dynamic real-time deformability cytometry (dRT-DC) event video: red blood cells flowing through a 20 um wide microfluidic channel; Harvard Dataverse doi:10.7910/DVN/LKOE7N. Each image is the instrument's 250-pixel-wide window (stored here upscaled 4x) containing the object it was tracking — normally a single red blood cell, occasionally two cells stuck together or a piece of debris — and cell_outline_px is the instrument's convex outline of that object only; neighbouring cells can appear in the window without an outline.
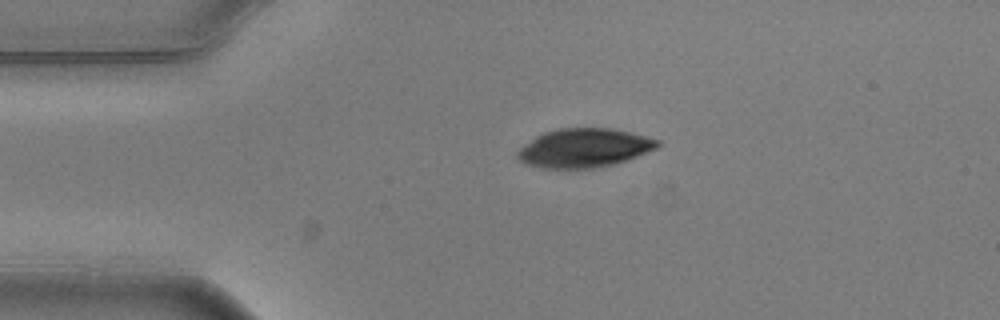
{"species": "common noctule bat (a hibernating species)", "species_latin": "Nyctalus noctula", "temperature_condition": "warm", "stored_images_in_passage": 2, "camera_frame_rate_fps": 3000, "um_per_image_px": 0.085, "animal": {"sex": "male", "body_mass_g": 20.5, "forearm_length_mm": 52.5}, "frame": {"image": 1, "passage_image": 1, "time_ms": 0.0, "image_size_px": [1000, 320], "cell_outline_px": [[660, 144], [656, 148], [616, 164], [592, 168], [544, 168], [524, 164], [516, 156], [516, 152], [524, 144], [536, 136], [544, 132], [560, 128], [612, 128], [660, 140]], "centroid_in_image_um": [49.61, 12.58], "position_along_channel_um": 35.4, "area_um2": 31.56}}